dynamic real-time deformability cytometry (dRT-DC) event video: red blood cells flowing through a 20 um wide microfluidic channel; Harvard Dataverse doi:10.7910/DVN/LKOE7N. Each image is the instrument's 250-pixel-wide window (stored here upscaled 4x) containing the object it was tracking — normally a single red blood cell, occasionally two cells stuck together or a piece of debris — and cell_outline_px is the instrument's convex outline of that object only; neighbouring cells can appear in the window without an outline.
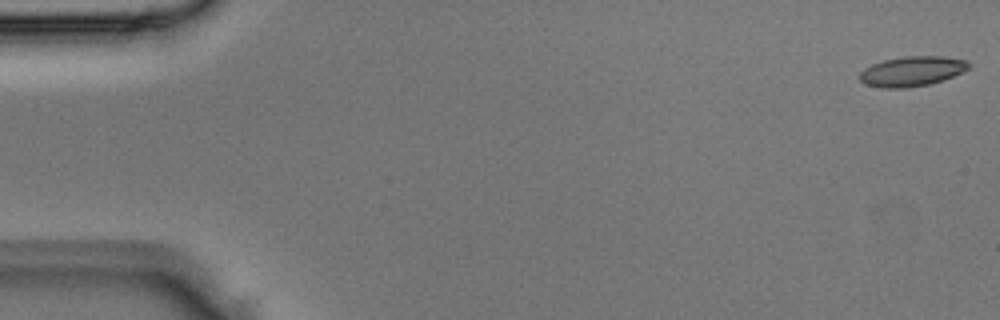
{"species": "Egyptian fruit bat (a non-hibernating species)", "species_latin": "Rousettus aegyptiacus", "temperature_condition": "room temperature", "stored_images_in_passage": 5, "segment_of_instrument_passage": [1, 2], "camera_frame_rate_fps": 3000, "um_per_image_px": 0.085, "animal": {"sex": "male"}, "frame": {"image": 1, "passage_image": 1, "time_ms": 0.0, "image_size_px": [1000, 320], "cell_outline_px": [[968, 68], [952, 76], [928, 84], [904, 88], [884, 88], [864, 84], [860, 80], [860, 72], [864, 68], [872, 64], [884, 60], [904, 56], [944, 56], [968, 60]], "centroid_in_image_um": [77.47, 6.05], "position_along_channel_um": 7.5, "area_um2": 18.79}}
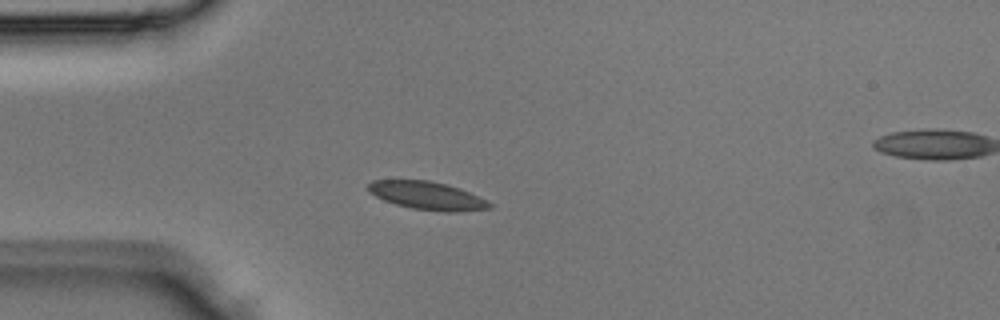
{"frame": {"image": 2, "passage_image": 4, "time_ms": 1.0, "image_size_px": [1000, 320], "cell_outline_px": [[492, 208], [456, 212], [448, 212], [412, 208], [396, 204], [384, 200], [368, 192], [368, 184], [372, 180], [428, 180], [460, 188], [488, 200], [492, 204]], "centroid_in_image_um": [36.33, 16.63], "position_along_channel_um": 48.7, "area_um2": 19.77}}